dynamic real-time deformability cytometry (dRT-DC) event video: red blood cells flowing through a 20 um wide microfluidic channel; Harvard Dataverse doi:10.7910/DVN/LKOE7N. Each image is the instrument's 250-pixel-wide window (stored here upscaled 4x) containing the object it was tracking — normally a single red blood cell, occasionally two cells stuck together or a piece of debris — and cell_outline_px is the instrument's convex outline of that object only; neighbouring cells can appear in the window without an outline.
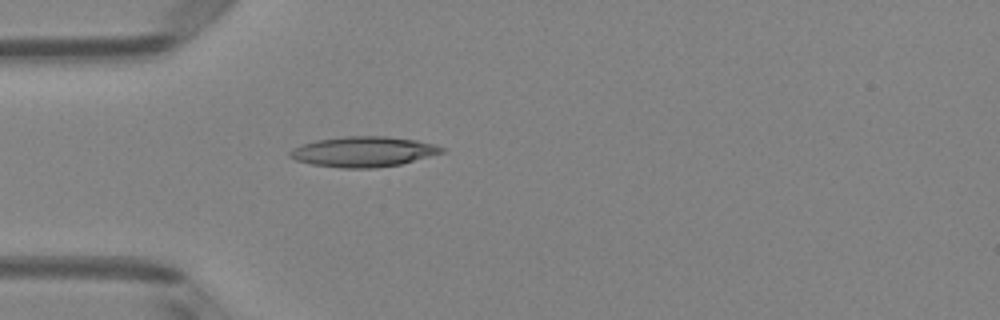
{"species": "Egyptian fruit bat (a non-hibernating species)", "species_latin": "Rousettus aegyptiacus", "temperature_condition": "room temperature", "stored_images_in_passage": 4, "camera_frame_rate_fps": 3000, "um_per_image_px": 0.085, "animal": {"sex": "female"}, "frame": {"image": 1, "passage_image": 4, "time_ms": 1.0, "image_size_px": [1000, 320], "cell_outline_px": [[444, 152], [400, 164], [376, 168], [340, 168], [312, 164], [296, 160], [288, 156], [288, 152], [292, 148], [316, 140], [344, 136], [384, 136], [416, 140], [436, 144], [444, 148]], "centroid_in_image_um": [30.87, 12.89], "position_along_channel_um": 54.1, "area_um2": 26.76}}